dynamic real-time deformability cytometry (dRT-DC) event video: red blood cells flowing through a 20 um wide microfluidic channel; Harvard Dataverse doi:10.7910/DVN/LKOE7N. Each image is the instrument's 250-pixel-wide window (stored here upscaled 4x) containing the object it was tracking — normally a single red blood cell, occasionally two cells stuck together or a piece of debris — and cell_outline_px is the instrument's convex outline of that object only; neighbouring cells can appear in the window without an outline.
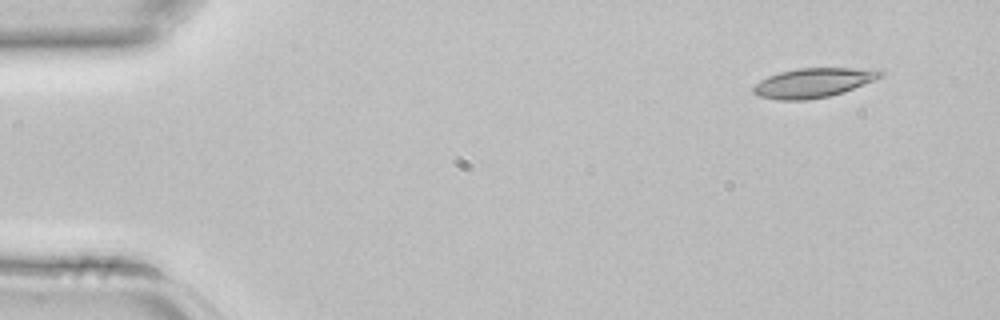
{"species": "common noctule bat (a hibernating species)", "species_latin": "Nyctalus noctula", "temperature_condition": "room temperature", "stored_images_in_passage": 4, "segment_of_instrument_passage": [1, 2], "camera_frame_rate_fps": 3000, "um_per_image_px": 0.085, "animal": {"sex": "female", "body_mass_g": 22.7, "forearm_length_mm": 54.2}, "frame": {"image": 1, "passage_image": 1, "time_ms": 0.0, "image_size_px": [1000, 320], "cell_outline_px": [[884, 76], [876, 80], [828, 96], [808, 100], [776, 100], [760, 96], [752, 92], [752, 88], [760, 80], [768, 76], [780, 72], [796, 68], [876, 68], [884, 72]], "centroid_in_image_um": [69.15, 7.02], "position_along_channel_um": 15.8, "area_um2": 21.85}}
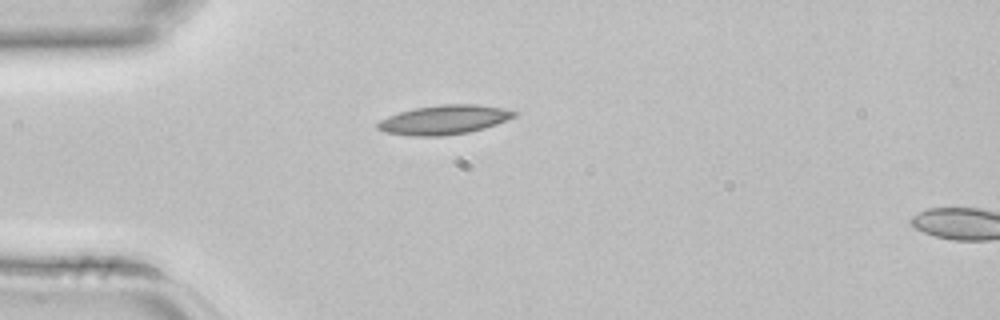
{"frame": {"image": 2, "passage_image": 3, "time_ms": 0.667, "image_size_px": [1000, 320], "cell_outline_px": [[516, 116], [496, 124], [484, 128], [468, 132], [444, 136], [412, 136], [384, 132], [376, 128], [376, 124], [380, 120], [388, 116], [400, 112], [416, 108], [440, 104], [472, 104], [500, 108], [516, 112]], "centroid_in_image_um": [37.7, 10.19], "position_along_channel_um": 47.3, "area_um2": 23.06}}